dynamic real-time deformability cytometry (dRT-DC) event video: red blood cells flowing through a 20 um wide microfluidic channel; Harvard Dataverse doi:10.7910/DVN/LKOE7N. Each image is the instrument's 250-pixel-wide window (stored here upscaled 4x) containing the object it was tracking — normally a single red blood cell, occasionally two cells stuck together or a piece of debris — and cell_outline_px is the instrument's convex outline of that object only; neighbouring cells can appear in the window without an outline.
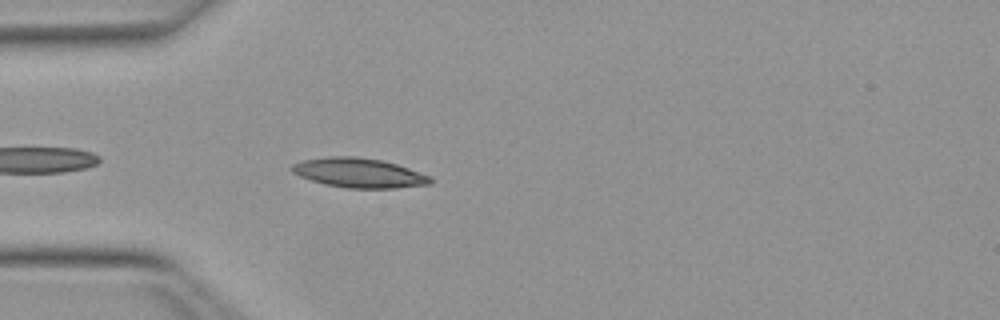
{"species": "Egyptian fruit bat (a non-hibernating species)", "species_latin": "Rousettus aegyptiacus", "temperature_condition": "warm", "stored_images_in_passage": 8, "camera_frame_rate_fps": 3000, "um_per_image_px": 0.085, "animal": {"sex": "female"}, "frame": {"image": 1, "passage_image": 3, "time_ms": 0.667, "image_size_px": [1000, 320], "cell_outline_px": [[432, 184], [396, 188], [348, 188], [324, 184], [300, 176], [292, 172], [288, 168], [292, 164], [304, 160], [328, 156], [356, 156], [380, 160], [396, 164], [432, 176]], "centroid_in_image_um": [30.51, 14.69], "position_along_channel_um": 54.5, "area_um2": 23.87}}
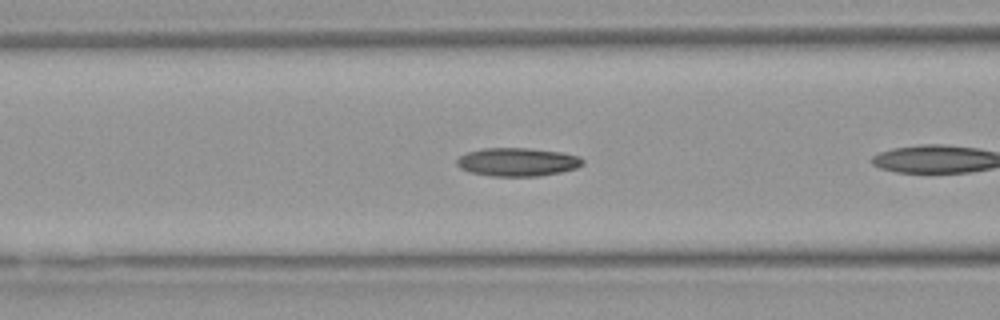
{"frame": {"image": 2, "passage_image": 6, "time_ms": 1.667, "image_size_px": [1000, 320], "cell_outline_px": [[584, 164], [576, 168], [560, 172], [540, 176], [492, 176], [468, 172], [460, 168], [456, 164], [456, 160], [460, 156], [468, 152], [484, 148], [532, 148], [560, 152], [580, 156], [584, 160]], "centroid_in_image_um": [43.99, 13.77], "position_along_channel_um": 122.6, "area_um2": 20.92}}